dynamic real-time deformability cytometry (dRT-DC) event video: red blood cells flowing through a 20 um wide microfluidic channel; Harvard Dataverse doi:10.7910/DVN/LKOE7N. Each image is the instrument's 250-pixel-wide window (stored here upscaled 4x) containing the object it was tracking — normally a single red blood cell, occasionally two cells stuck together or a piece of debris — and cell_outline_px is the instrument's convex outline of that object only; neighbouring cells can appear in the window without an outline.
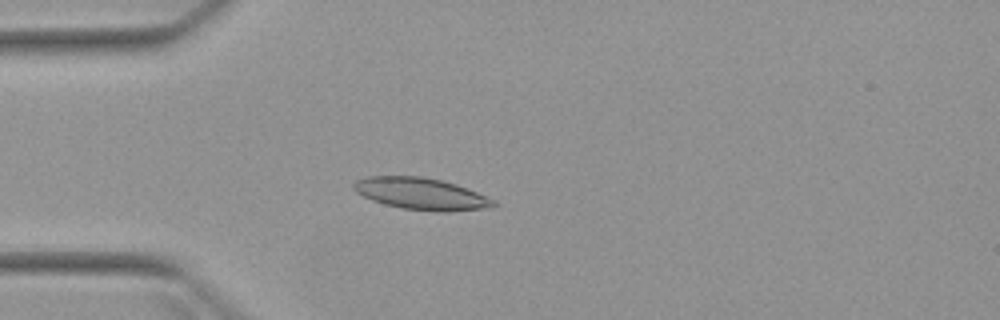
{"species": "Egyptian fruit bat (a non-hibernating species)", "species_latin": "Rousettus aegyptiacus", "temperature_condition": "warm", "stored_images_in_passage": 4, "camera_frame_rate_fps": 3000, "um_per_image_px": 0.085, "animal": {"sex": "female"}, "frame": {"image": 1, "passage_image": 4, "time_ms": 3.333, "image_size_px": [1000, 320], "cell_outline_px": [[496, 204], [492, 208], [448, 212], [436, 212], [400, 208], [384, 204], [372, 200], [356, 192], [352, 188], [352, 184], [356, 180], [368, 176], [420, 176], [440, 180], [456, 184], [496, 200]], "centroid_in_image_um": [35.8, 16.48], "position_along_channel_um": 49.2, "area_um2": 26.13}}